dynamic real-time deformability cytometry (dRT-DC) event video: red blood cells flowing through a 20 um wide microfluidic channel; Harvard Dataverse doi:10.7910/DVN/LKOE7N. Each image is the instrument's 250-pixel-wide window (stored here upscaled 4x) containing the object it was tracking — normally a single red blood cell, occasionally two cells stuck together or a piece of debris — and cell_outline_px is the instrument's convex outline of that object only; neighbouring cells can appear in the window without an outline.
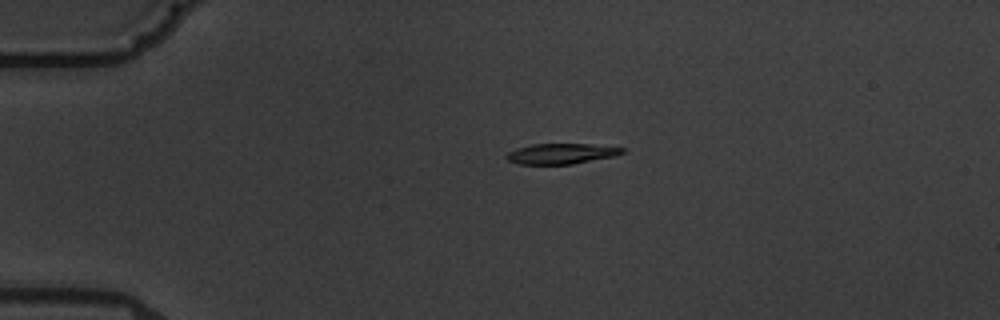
{"species": "common noctule bat (a hibernating species)", "species_latin": "Nyctalus noctula", "temperature_condition": "warm", "stored_images_in_passage": 9, "camera_frame_rate_fps": 3000, "um_per_image_px": 0.085, "animal": {"sex": "male", "body_mass_g": 19.5, "forearm_length_mm": 54.6}, "frame": {"image": 1, "passage_image": 1, "time_ms": 0.0, "image_size_px": [1000, 320], "cell_outline_px": [[624, 152], [616, 156], [572, 164], [520, 164], [508, 160], [504, 156], [508, 152], [516, 148], [532, 144], [588, 144], [624, 148]], "centroid_in_image_um": [47.69, 13.06], "position_along_channel_um": 37.3, "area_um2": 13.76}}
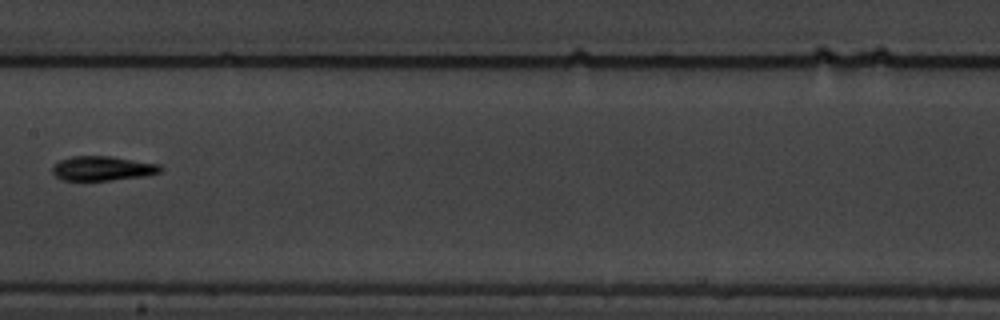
{"frame": {"image": 2, "passage_image": 6, "time_ms": 5.667, "image_size_px": [1000, 320], "cell_outline_px": [[164, 168], [160, 172], [144, 176], [108, 180], [64, 180], [56, 176], [52, 172], [52, 168], [60, 160], [72, 156], [112, 156], [160, 164]], "centroid_in_image_um": [8.75, 14.3], "position_along_channel_um": 198.7, "area_um2": 15.32}}
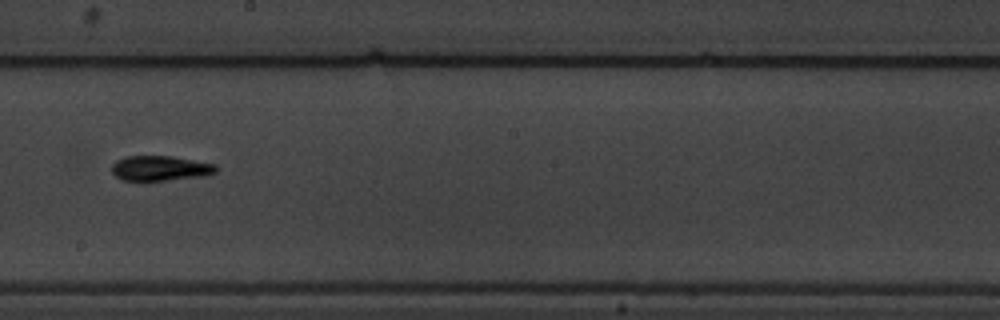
{"frame": {"image": 3, "passage_image": 7, "time_ms": 6.667, "image_size_px": [1000, 320], "cell_outline_px": [[216, 172], [204, 176], [164, 180], [124, 180], [116, 176], [112, 172], [112, 164], [116, 160], [124, 156], [172, 156], [216, 164]], "centroid_in_image_um": [13.61, 14.29], "position_along_channel_um": 234.6, "area_um2": 15.09}}